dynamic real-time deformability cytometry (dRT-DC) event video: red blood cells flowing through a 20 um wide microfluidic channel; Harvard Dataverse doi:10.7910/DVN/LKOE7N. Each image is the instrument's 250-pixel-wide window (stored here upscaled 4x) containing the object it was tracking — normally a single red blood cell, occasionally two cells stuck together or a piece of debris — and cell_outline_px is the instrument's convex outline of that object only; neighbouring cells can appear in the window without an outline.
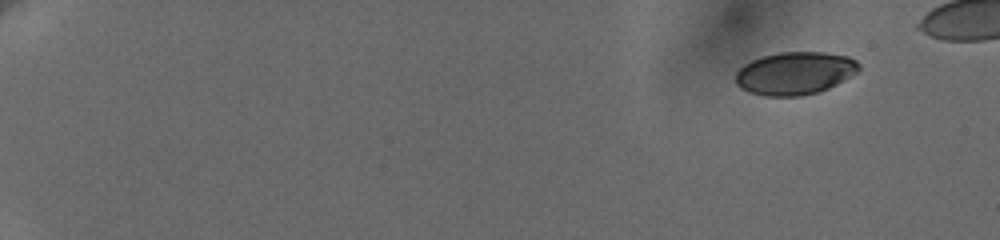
{"species": "human", "species_latin": "Homo sapiens", "temperature_condition": "cold", "stored_images_in_passage": 32, "camera_frame_rate_fps": 3000, "um_per_image_px": 0.085, "donor": {"sex": "female"}, "frame": {"image": 1, "passage_image": 1, "time_ms": 0.0, "image_size_px": [1000, 240], "cell_outline_px": [[860, 68], [856, 72], [844, 80], [820, 92], [800, 96], [764, 96], [748, 92], [740, 88], [736, 84], [736, 72], [744, 64], [752, 60], [764, 56], [780, 52], [824, 52], [848, 56], [856, 60], [860, 64]], "centroid_in_image_um": [67.56, 6.23], "position_along_channel_um": 17.4, "area_um2": 30.81}}
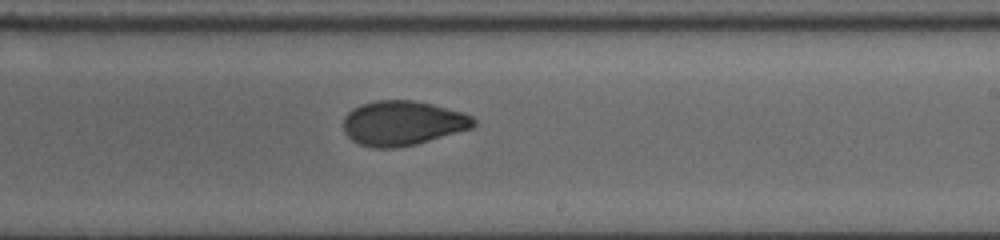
{"frame": {"image": 2, "passage_image": 17, "time_ms": 11.333, "image_size_px": [1000, 240], "cell_outline_px": [[476, 124], [472, 128], [416, 144], [396, 148], [372, 148], [360, 144], [352, 140], [344, 132], [344, 116], [352, 108], [360, 104], [376, 100], [412, 100], [432, 104], [464, 112], [472, 116], [476, 120]], "centroid_in_image_um": [34.22, 10.46], "position_along_channel_um": 254.8, "area_um2": 34.04}}
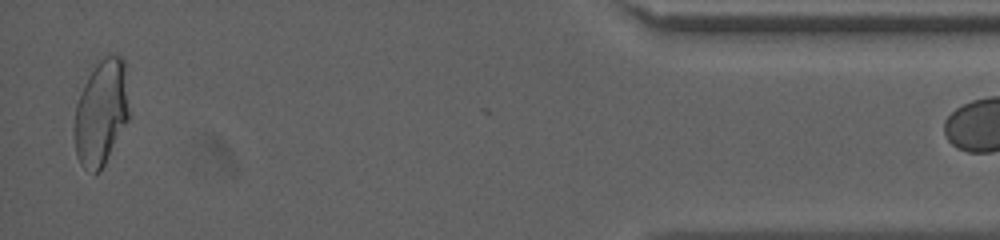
{"frame": {"image": 3, "passage_image": 31, "time_ms": 17.667, "image_size_px": [1000, 240], "cell_outline_px": [[128, 120], [100, 172], [92, 172], [84, 168], [80, 164], [76, 156], [72, 132], [72, 128], [76, 104], [80, 92], [88, 76], [96, 64], [104, 56], [120, 56], [124, 60], [128, 112]], "centroid_in_image_um": [8.54, 9.62], "position_along_channel_um": 426.7, "area_um2": 33.7}}